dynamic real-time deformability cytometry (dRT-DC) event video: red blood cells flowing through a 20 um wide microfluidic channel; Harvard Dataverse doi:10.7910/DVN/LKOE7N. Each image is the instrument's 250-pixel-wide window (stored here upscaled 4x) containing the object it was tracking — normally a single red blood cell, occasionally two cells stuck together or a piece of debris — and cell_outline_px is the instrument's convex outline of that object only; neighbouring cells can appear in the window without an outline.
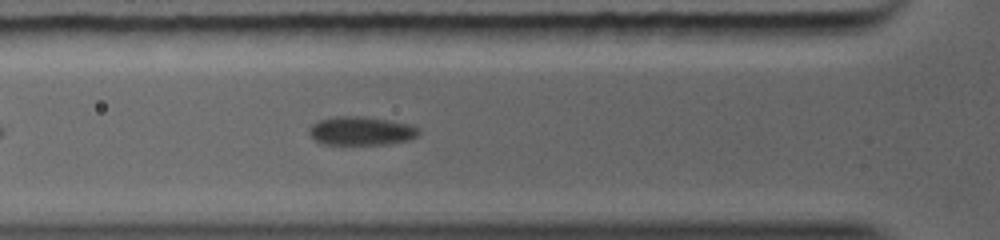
{"species": "common noctule bat (a hibernating species)", "species_latin": "Nyctalus noctula", "temperature_condition": "warm", "stored_images_in_passage": 11, "camera_frame_rate_fps": 5000, "um_per_image_px": 0.085, "animal": {"sex": "female", "body_mass_g": 19.0, "forearm_length_mm": 56.7}, "frame": {"image": 1, "passage_image": 4, "time_ms": 1.8, "image_size_px": [1000, 240], "cell_outline_px": [[420, 132], [416, 136], [408, 140], [388, 144], [324, 144], [316, 140], [308, 132], [308, 128], [312, 124], [320, 120], [336, 116], [364, 116], [388, 120], [408, 124], [420, 128]], "centroid_in_image_um": [30.7, 11.12], "position_along_channel_um": 95.1, "area_um2": 18.21}}